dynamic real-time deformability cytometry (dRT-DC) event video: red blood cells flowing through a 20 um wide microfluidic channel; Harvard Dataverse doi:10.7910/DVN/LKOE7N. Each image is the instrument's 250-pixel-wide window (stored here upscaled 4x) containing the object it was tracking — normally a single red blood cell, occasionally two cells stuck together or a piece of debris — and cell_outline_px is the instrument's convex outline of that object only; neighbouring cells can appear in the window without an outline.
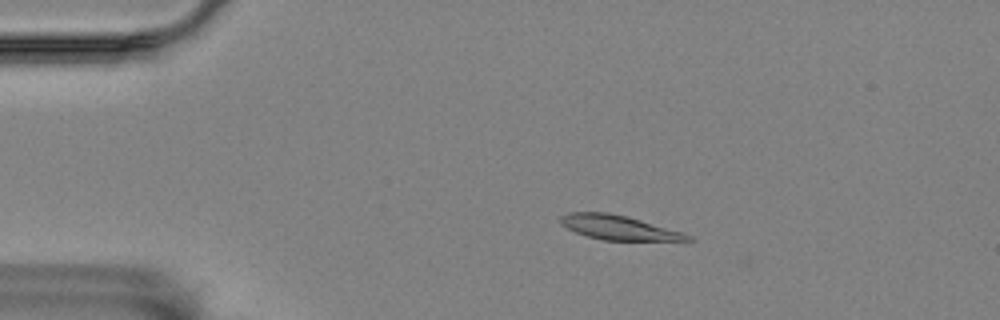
{"species": "Egyptian fruit bat (a non-hibernating species)", "species_latin": "Rousettus aegyptiacus", "temperature_condition": "room temperature", "stored_images_in_passage": 34, "camera_frame_rate_fps": 3000, "um_per_image_px": 0.085, "animal": {"sex": "female"}, "frame": {"image": 1, "passage_image": 11, "time_ms": 3.333, "image_size_px": [1000, 320], "cell_outline_px": [[692, 240], [684, 244], [604, 240], [588, 236], [576, 232], [560, 224], [556, 220], [560, 216], [568, 212], [608, 212], [628, 216], [680, 232], [692, 236]], "centroid_in_image_um": [52.72, 19.4], "position_along_channel_um": 32.3, "area_um2": 19.13}}
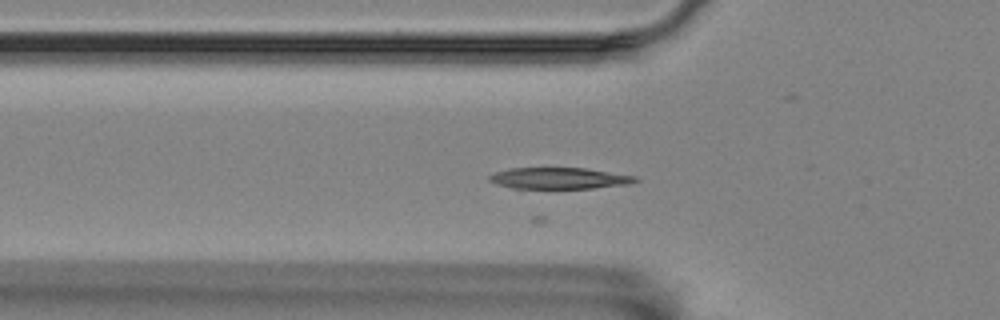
{"frame": {"image": 2, "passage_image": 19, "time_ms": 6.0, "image_size_px": [1000, 320], "cell_outline_px": [[640, 180], [632, 184], [592, 188], [512, 188], [496, 184], [488, 180], [488, 176], [496, 172], [508, 168], [584, 168], [636, 176]], "centroid_in_image_um": [47.54, 15.15], "position_along_channel_um": 78.3, "area_um2": 18.15}}
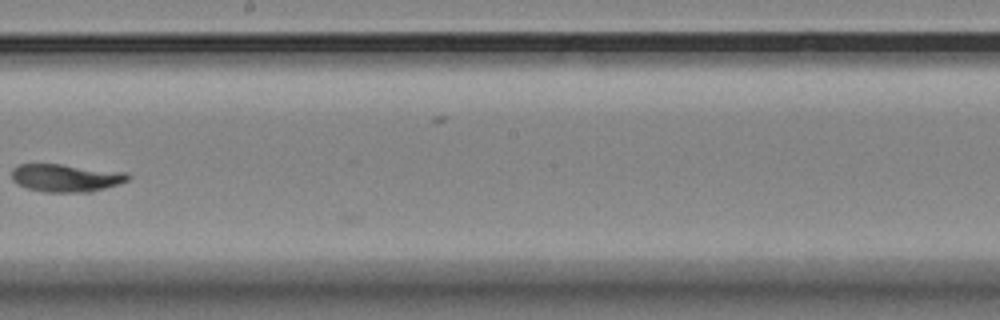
{"frame": {"image": 3, "passage_image": 33, "time_ms": 10.667, "image_size_px": [1000, 320], "cell_outline_px": [[132, 176], [128, 180], [92, 192], [44, 192], [28, 188], [12, 180], [12, 168], [20, 164], [60, 164], [128, 172]], "centroid_in_image_um": [5.62, 15.11], "position_along_channel_um": 242.6, "area_um2": 18.79}}